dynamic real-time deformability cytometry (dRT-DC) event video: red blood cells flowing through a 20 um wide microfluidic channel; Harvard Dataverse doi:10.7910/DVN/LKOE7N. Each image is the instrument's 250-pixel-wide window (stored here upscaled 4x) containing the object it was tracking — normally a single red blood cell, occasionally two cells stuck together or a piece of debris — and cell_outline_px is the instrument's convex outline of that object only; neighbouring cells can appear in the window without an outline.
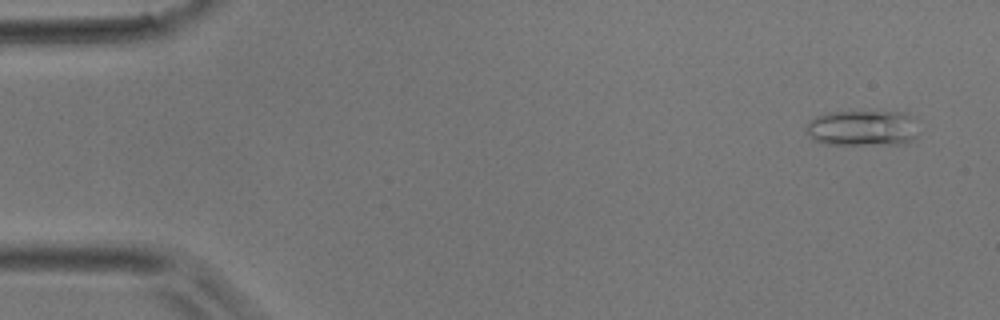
{"species": "common noctule bat (a hibernating species)", "species_latin": "Nyctalus noctula", "temperature_condition": "room temperature", "stored_images_in_passage": 4, "camera_frame_rate_fps": 3000, "um_per_image_px": 0.085, "animal": {"sex": "male", "body_mass_g": 17.9}, "frame": {"image": 1, "passage_image": 1, "time_ms": 0.0, "image_size_px": [1000, 320], "cell_outline_px": [[916, 136], [912, 140], [904, 144], [828, 144], [812, 140], [808, 136], [804, 128], [808, 120], [824, 112], [904, 112], [908, 116]], "centroid_in_image_um": [73.16, 10.89], "position_along_channel_um": 11.8, "area_um2": 23.18}}